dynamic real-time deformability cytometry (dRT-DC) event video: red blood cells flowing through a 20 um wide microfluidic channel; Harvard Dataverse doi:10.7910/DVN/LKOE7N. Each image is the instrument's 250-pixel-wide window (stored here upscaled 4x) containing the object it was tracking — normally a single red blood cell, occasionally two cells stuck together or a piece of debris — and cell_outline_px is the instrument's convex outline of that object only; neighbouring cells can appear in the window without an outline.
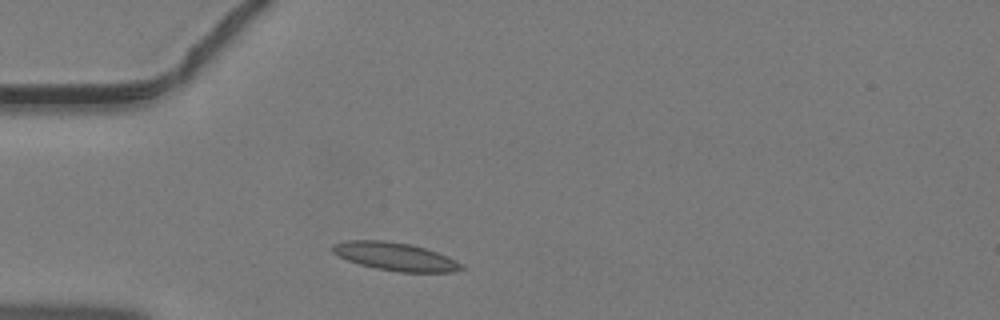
{"species": "common noctule bat (a hibernating species)", "species_latin": "Nyctalus noctula", "temperature_condition": "warm", "stored_images_in_passage": 33, "camera_frame_rate_fps": 3000, "um_per_image_px": 0.085, "animal": {"sex": "male", "body_mass_g": 19.2, "forearm_length_mm": 51.8}, "frame": {"image": 1, "passage_image": 1, "time_ms": 0.0, "image_size_px": [1000, 320], "cell_outline_px": [[464, 268], [452, 272], [400, 272], [376, 268], [360, 264], [348, 260], [332, 252], [332, 244], [348, 240], [384, 240], [408, 244], [424, 248], [448, 256], [456, 260]], "centroid_in_image_um": [33.58, 21.8], "position_along_channel_um": 51.4, "area_um2": 20.81}}
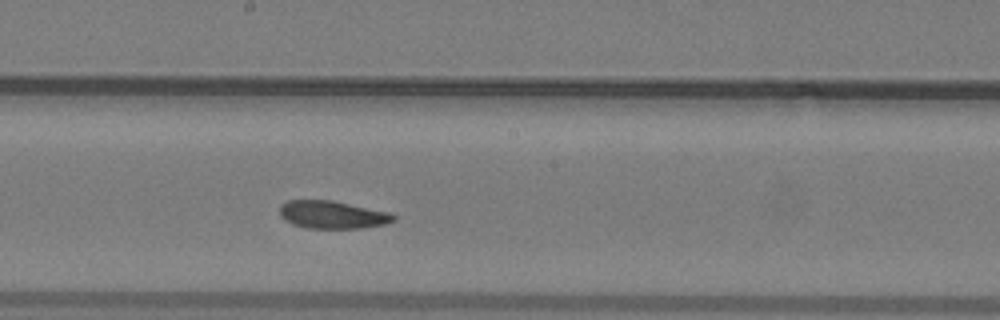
{"frame": {"image": 2, "passage_image": 13, "time_ms": 4.0, "image_size_px": [1000, 320], "cell_outline_px": [[396, 220], [384, 224], [360, 228], [304, 228], [292, 224], [284, 220], [280, 216], [280, 204], [288, 200], [332, 200], [388, 212], [396, 216]], "centroid_in_image_um": [28.21, 18.25], "position_along_channel_um": 220.0, "area_um2": 18.44}}
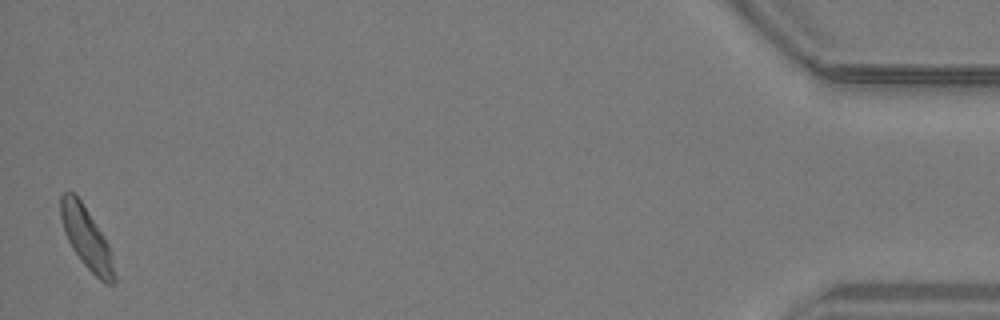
{"frame": {"image": 3, "passage_image": 33, "time_ms": 10.667, "image_size_px": [1000, 320], "cell_outline_px": [[116, 280], [112, 284], [104, 284], [80, 260], [72, 248], [64, 232], [60, 216], [60, 196], [68, 188], [80, 200], [104, 236], [108, 244], [116, 276]], "centroid_in_image_um": [7.33, 20.22], "position_along_channel_um": 427.9, "area_um2": 19.07}}